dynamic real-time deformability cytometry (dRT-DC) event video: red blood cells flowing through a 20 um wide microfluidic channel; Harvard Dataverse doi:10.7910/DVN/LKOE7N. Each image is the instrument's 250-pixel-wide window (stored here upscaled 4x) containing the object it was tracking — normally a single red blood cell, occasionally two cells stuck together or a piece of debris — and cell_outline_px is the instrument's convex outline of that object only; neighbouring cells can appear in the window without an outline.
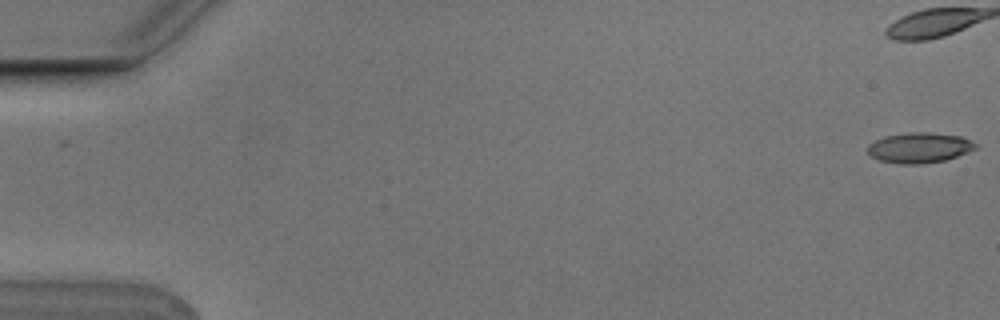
{"species": "Egyptian fruit bat (a non-hibernating species)", "species_latin": "Rousettus aegyptiacus", "temperature_condition": "cold", "stored_images_in_passage": 8, "camera_frame_rate_fps": 3000, "um_per_image_px": 0.085, "animal": {"sex": "male"}, "frame": {"image": 1, "passage_image": 1, "time_ms": 0.0, "image_size_px": [1000, 320], "cell_outline_px": [[976, 148], [956, 156], [944, 160], [920, 164], [900, 164], [880, 160], [872, 156], [868, 152], [868, 144], [884, 136], [908, 132], [928, 132], [960, 136], [972, 140], [976, 144]], "centroid_in_image_um": [78.13, 12.54], "position_along_channel_um": 6.9, "area_um2": 18.9}}
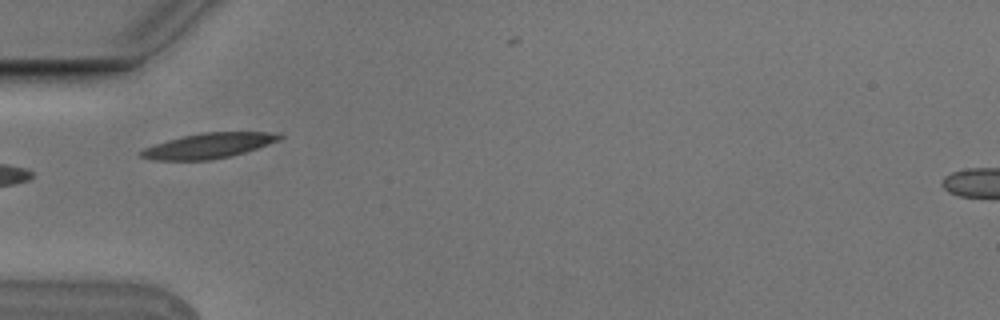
{"frame": {"image": 2, "passage_image": 6, "time_ms": 1.667, "image_size_px": [1000, 320], "cell_outline_px": [[284, 136], [280, 140], [244, 152], [228, 156], [208, 160], [156, 160], [140, 156], [140, 152], [144, 148], [168, 140], [200, 132], [280, 132]], "centroid_in_image_um": [17.77, 12.37], "position_along_channel_um": 67.2, "area_um2": 20.06}}
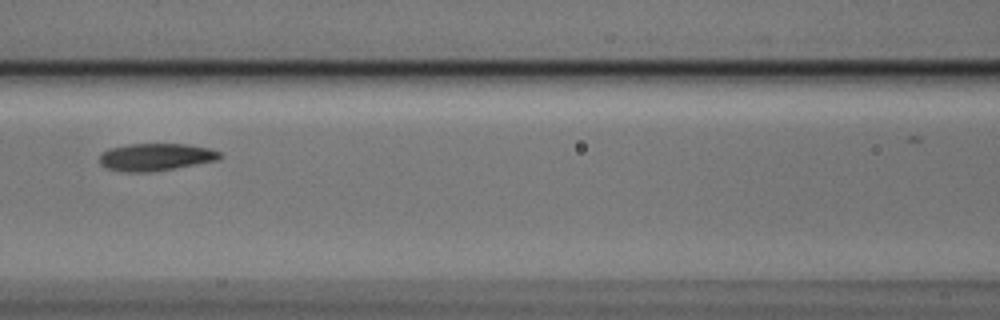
{"frame": {"image": 3, "passage_image": 8, "time_ms": 2.333, "image_size_px": [1000, 320], "cell_outline_px": [[220, 156], [216, 160], [152, 172], [128, 172], [108, 168], [100, 164], [100, 152], [108, 148], [128, 144], [184, 144], [208, 148], [220, 152]], "centroid_in_image_um": [13.17, 13.34], "position_along_channel_um": 153.4, "area_um2": 18.96}}